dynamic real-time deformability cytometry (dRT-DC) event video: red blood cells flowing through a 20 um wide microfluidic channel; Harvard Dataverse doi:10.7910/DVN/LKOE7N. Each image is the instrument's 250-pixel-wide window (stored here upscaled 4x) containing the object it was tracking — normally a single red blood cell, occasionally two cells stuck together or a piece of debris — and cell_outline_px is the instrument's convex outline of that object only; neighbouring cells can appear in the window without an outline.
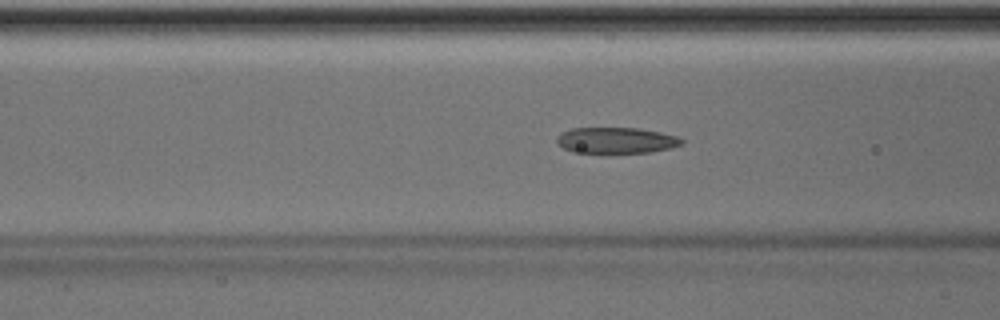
{"species": "Egyptian fruit bat (a non-hibernating species)", "species_latin": "Rousettus aegyptiacus", "temperature_condition": "room temperature", "stored_images_in_passage": 39, "camera_frame_rate_fps": 3000, "um_per_image_px": 0.085, "animal": {"sex": "male"}, "frame": {"image": 1, "passage_image": 14, "time_ms": 4.333, "image_size_px": [1000, 320], "cell_outline_px": [[684, 144], [672, 148], [652, 152], [572, 152], [564, 148], [556, 140], [564, 132], [572, 128], [636, 128], [660, 132], [676, 136], [684, 140]], "centroid_in_image_um": [52.45, 11.93], "position_along_channel_um": 114.2, "area_um2": 18.61}}
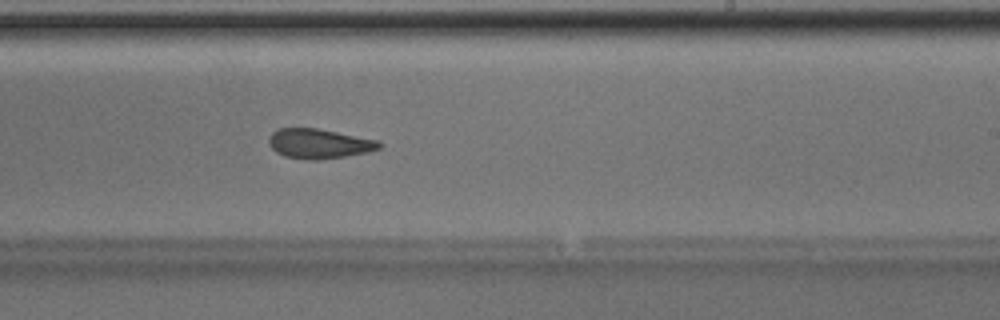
{"frame": {"image": 2, "passage_image": 25, "time_ms": 8.0, "image_size_px": [1000, 320], "cell_outline_px": [[384, 144], [380, 148], [368, 152], [344, 156], [316, 160], [308, 160], [284, 156], [276, 152], [272, 148], [268, 140], [272, 132], [280, 128], [316, 128], [380, 140]], "centroid_in_image_um": [27.15, 12.21], "position_along_channel_um": 261.9, "area_um2": 19.13}}
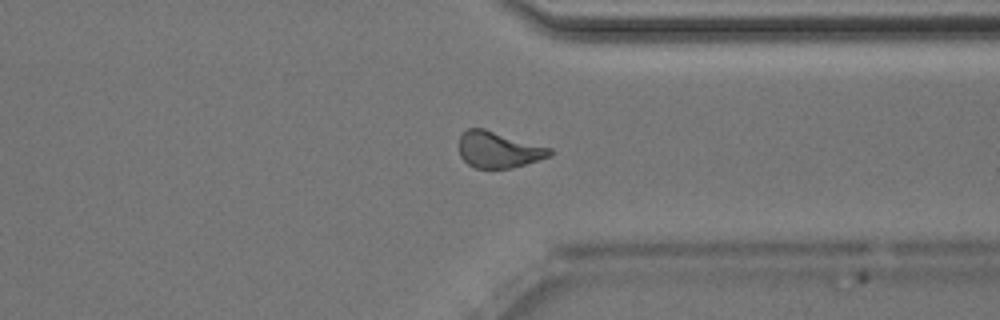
{"frame": {"image": 3, "passage_image": 33, "time_ms": 10.667, "image_size_px": [1000, 320], "cell_outline_px": [[552, 156], [512, 168], [476, 168], [468, 164], [460, 156], [460, 136], [468, 128], [484, 128], [552, 148]], "centroid_in_image_um": [42.4, 12.72], "position_along_channel_um": 369.0, "area_um2": 19.13}}